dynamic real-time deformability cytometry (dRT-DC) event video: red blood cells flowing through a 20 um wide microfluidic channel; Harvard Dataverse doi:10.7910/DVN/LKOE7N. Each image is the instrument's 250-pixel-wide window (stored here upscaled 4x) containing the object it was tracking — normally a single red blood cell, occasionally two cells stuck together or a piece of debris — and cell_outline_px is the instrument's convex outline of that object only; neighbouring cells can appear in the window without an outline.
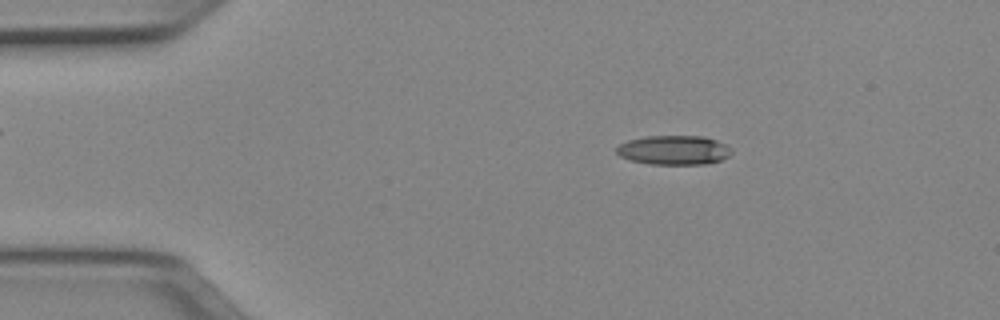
{"species": "Egyptian fruit bat (a non-hibernating species)", "species_latin": "Rousettus aegyptiacus", "temperature_condition": "cold", "stored_images_in_passage": 50, "camera_frame_rate_fps": 3000, "um_per_image_px": 0.085, "animal": {"sex": "female"}, "frame": {"image": 1, "passage_image": 8, "time_ms": 2.333, "image_size_px": [1000, 320], "cell_outline_px": [[732, 152], [728, 156], [720, 160], [704, 164], [648, 164], [632, 160], [620, 156], [616, 152], [616, 148], [620, 144], [628, 140], [648, 136], [704, 136], [716, 140], [724, 144]], "centroid_in_image_um": [57.25, 12.75], "position_along_channel_um": 27.7, "area_um2": 19.42}}
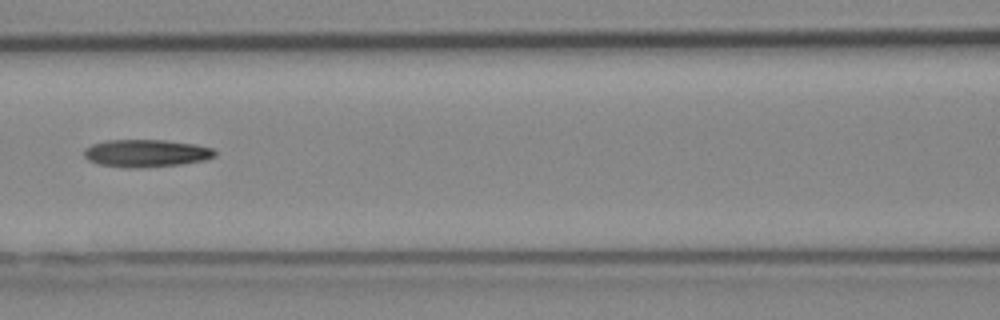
{"frame": {"image": 2, "passage_image": 22, "time_ms": 7.0, "image_size_px": [1000, 320], "cell_outline_px": [[216, 156], [208, 160], [180, 164], [140, 168], [124, 168], [100, 164], [88, 160], [84, 156], [84, 148], [92, 144], [104, 140], [164, 140], [196, 144], [212, 148], [216, 152]], "centroid_in_image_um": [12.43, 13.02], "position_along_channel_um": 154.2, "area_um2": 21.21}}
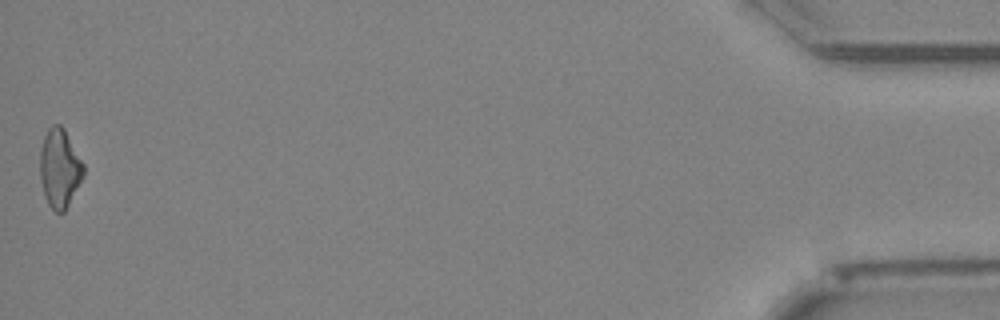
{"frame": {"image": 3, "passage_image": 50, "time_ms": 16.333, "image_size_px": [1000, 320], "cell_outline_px": [[84, 176], [64, 212], [56, 212], [48, 204], [44, 196], [40, 180], [40, 152], [44, 136], [48, 128], [52, 124], [60, 124], [64, 128], [84, 164]], "centroid_in_image_um": [5.06, 14.29], "position_along_channel_um": 430.1, "area_um2": 20.0}}